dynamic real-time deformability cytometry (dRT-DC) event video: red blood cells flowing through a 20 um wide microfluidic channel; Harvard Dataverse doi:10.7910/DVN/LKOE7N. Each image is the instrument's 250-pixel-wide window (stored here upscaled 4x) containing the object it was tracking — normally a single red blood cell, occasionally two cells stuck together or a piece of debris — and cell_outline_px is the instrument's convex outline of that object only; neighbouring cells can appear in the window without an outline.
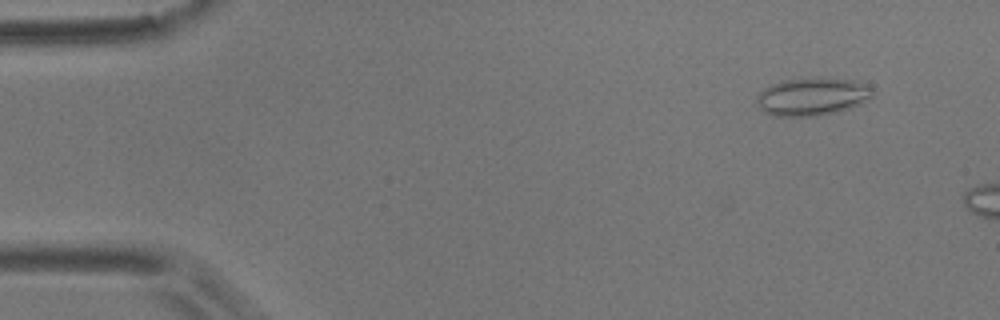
{"species": "common noctule bat (a hibernating species)", "species_latin": "Nyctalus noctula", "temperature_condition": "room temperature", "stored_images_in_passage": 4, "camera_frame_rate_fps": 3000, "um_per_image_px": 0.085, "animal": {"sex": "male", "body_mass_g": 17.9}, "frame": {"image": 1, "passage_image": 1, "time_ms": 0.0, "image_size_px": [1000, 320], "cell_outline_px": [[872, 96], [868, 100], [860, 104], [836, 112], [816, 116], [772, 116], [764, 112], [760, 108], [756, 100], [760, 92], [764, 88], [772, 84], [800, 76], [852, 80], [864, 84], [872, 88]], "centroid_in_image_um": [69.01, 8.2], "position_along_channel_um": 16.0, "area_um2": 25.66}}